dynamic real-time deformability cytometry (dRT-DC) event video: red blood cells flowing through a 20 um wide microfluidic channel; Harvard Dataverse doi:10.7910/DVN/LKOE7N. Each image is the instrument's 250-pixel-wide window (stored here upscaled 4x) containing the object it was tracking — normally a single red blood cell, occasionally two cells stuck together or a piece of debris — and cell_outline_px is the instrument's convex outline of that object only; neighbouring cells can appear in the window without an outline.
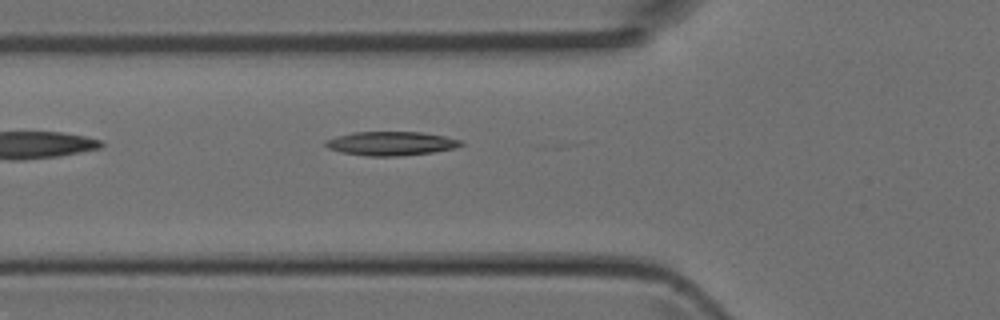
{"species": "Egyptian fruit bat (a non-hibernating species)", "species_latin": "Rousettus aegyptiacus", "temperature_condition": "room temperature", "stored_images_in_passage": 4, "camera_frame_rate_fps": 3000, "um_per_image_px": 0.085, "animal": {"sex": "female"}, "frame": {"image": 1, "passage_image": 4, "time_ms": 1.0, "image_size_px": [1000, 320], "cell_outline_px": [[464, 144], [456, 148], [432, 152], [396, 156], [368, 156], [340, 152], [328, 148], [324, 144], [324, 140], [336, 136], [352, 132], [420, 132], [444, 136], [460, 140]], "centroid_in_image_um": [33.2, 12.19], "position_along_channel_um": 92.6, "area_um2": 18.84}}